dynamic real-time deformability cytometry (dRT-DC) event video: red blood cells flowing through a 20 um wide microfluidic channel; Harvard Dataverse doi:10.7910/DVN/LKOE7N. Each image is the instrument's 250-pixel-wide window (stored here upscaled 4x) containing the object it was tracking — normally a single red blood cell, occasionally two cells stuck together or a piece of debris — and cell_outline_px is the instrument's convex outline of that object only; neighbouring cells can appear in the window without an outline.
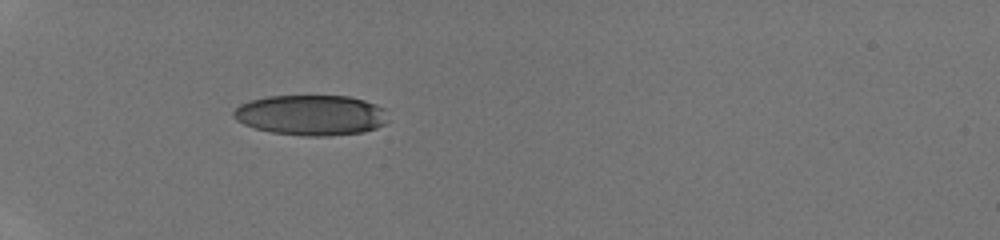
{"species": "human", "species_latin": "Homo sapiens", "temperature_condition": "room temperature", "stored_images_in_passage": 31, "camera_frame_rate_fps": 3000, "um_per_image_px": 0.085, "donor": {"sex": "male"}, "frame": {"image": 1, "passage_image": 1, "time_ms": 0.0, "image_size_px": [1000, 240], "cell_outline_px": [[388, 120], [384, 124], [376, 128], [364, 132], [328, 136], [304, 136], [272, 132], [256, 128], [244, 124], [236, 120], [232, 116], [232, 112], [240, 104], [252, 100], [268, 96], [348, 96], [364, 100], [376, 104], [384, 108]], "centroid_in_image_um": [26.45, 9.79], "position_along_channel_um": 58.5, "area_um2": 36.41}}
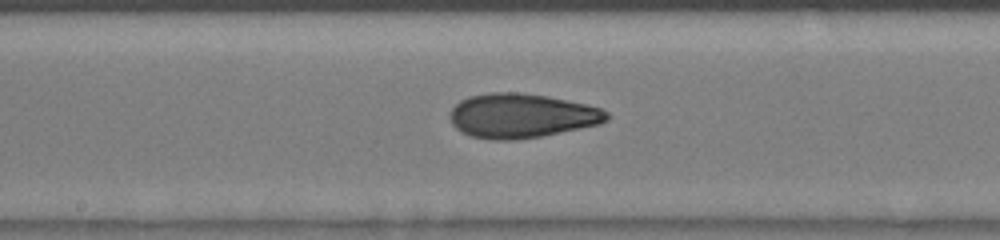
{"frame": {"image": 2, "passage_image": 12, "time_ms": 3.667, "image_size_px": [1000, 240], "cell_outline_px": [[608, 120], [600, 124], [540, 136], [516, 140], [492, 140], [472, 136], [460, 132], [452, 124], [448, 116], [452, 108], [460, 100], [468, 96], [488, 92], [520, 92], [548, 96], [584, 104], [600, 108], [608, 112]], "centroid_in_image_um": [44.28, 9.83], "position_along_channel_um": 203.9, "area_um2": 40.63}}
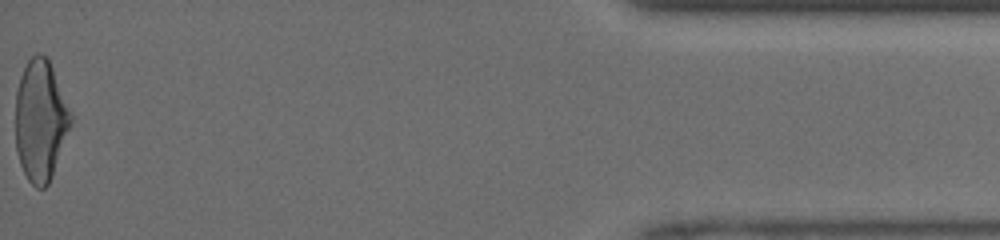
{"frame": {"image": 3, "passage_image": 31, "time_ms": 10.0, "image_size_px": [1000, 240], "cell_outline_px": [[72, 124], [52, 176], [48, 184], [44, 188], [36, 188], [28, 180], [20, 164], [16, 148], [16, 92], [20, 76], [28, 60], [36, 52], [48, 56], [72, 112]], "centroid_in_image_um": [3.46, 10.21], "position_along_channel_um": 431.7, "area_um2": 39.36}}